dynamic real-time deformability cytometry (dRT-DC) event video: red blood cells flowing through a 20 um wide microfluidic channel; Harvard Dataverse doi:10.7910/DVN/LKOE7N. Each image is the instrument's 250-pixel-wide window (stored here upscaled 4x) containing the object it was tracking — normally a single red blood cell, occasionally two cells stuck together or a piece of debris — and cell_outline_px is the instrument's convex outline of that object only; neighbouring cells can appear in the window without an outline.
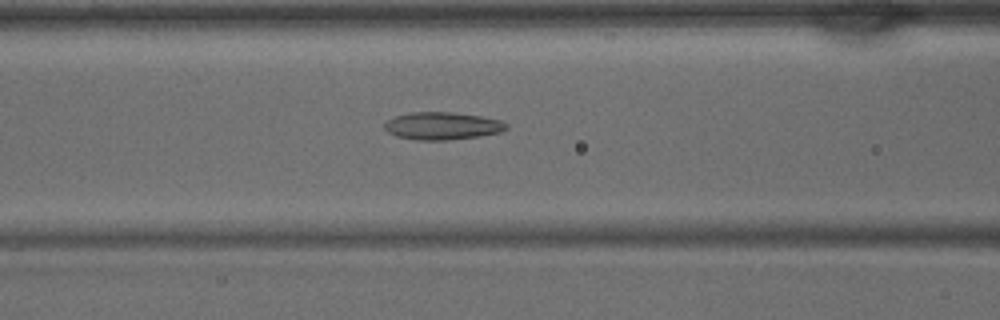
{"species": "common noctule bat (a hibernating species)", "species_latin": "Nyctalus noctula", "temperature_condition": "warm", "stored_images_in_passage": 23, "camera_frame_rate_fps": 3000, "um_per_image_px": 0.085, "animal": {"sex": "male", "body_mass_g": 15.6}, "frame": {"image": 1, "passage_image": 17, "time_ms": 5.333, "image_size_px": [1000, 320], "cell_outline_px": [[508, 128], [500, 132], [480, 136], [448, 140], [416, 140], [396, 136], [388, 132], [384, 128], [384, 124], [388, 120], [396, 116], [412, 112], [452, 112], [480, 116], [500, 120], [508, 124]], "centroid_in_image_um": [37.6, 10.7], "position_along_channel_um": 129.0, "area_um2": 19.54}}
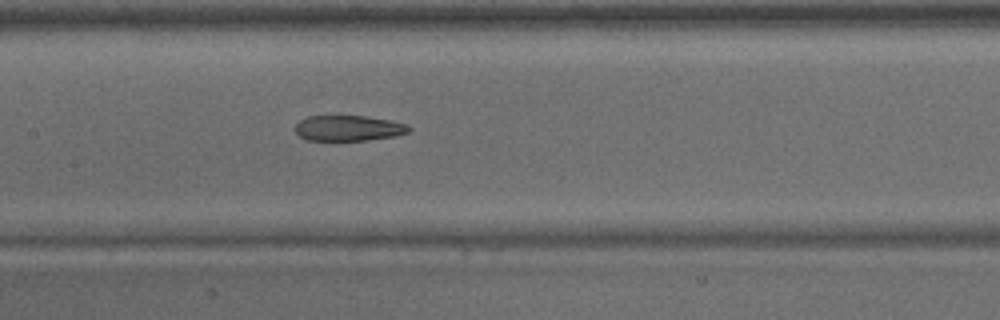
{"frame": {"image": 2, "passage_image": 20, "time_ms": 6.333, "image_size_px": [1000, 320], "cell_outline_px": [[412, 128], [408, 132], [396, 136], [368, 140], [308, 140], [300, 136], [292, 128], [300, 120], [308, 116], [368, 116], [392, 120], [408, 124]], "centroid_in_image_um": [29.65, 10.88], "position_along_channel_um": 177.8, "area_um2": 17.11}}
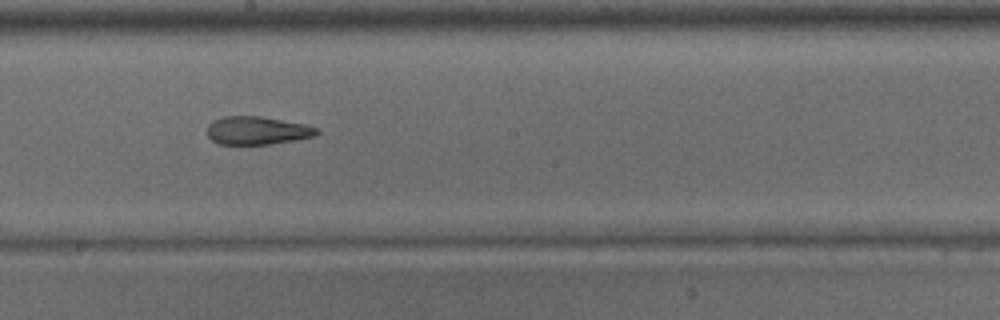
{"frame": {"image": 3, "passage_image": 23, "time_ms": 7.333, "image_size_px": [1000, 320], "cell_outline_px": [[320, 132], [316, 136], [296, 140], [268, 144], [220, 144], [212, 140], [208, 136], [208, 124], [212, 120], [224, 116], [260, 116], [304, 124], [316, 128]], "centroid_in_image_um": [21.85, 11.09], "position_along_channel_um": 226.3, "area_um2": 17.92}}